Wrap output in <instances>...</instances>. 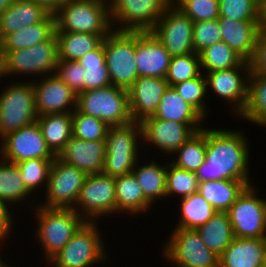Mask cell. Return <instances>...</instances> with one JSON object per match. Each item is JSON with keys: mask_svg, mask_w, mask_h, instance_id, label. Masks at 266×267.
<instances>
[{"mask_svg": "<svg viewBox=\"0 0 266 267\" xmlns=\"http://www.w3.org/2000/svg\"><path fill=\"white\" fill-rule=\"evenodd\" d=\"M30 195L32 193L26 188L18 165L0 158V199L11 207L24 203Z\"/></svg>", "mask_w": 266, "mask_h": 267, "instance_id": "cell-34", "label": "cell"}, {"mask_svg": "<svg viewBox=\"0 0 266 267\" xmlns=\"http://www.w3.org/2000/svg\"><path fill=\"white\" fill-rule=\"evenodd\" d=\"M181 217L174 227L196 229L204 225L217 211L199 193H193L179 200Z\"/></svg>", "mask_w": 266, "mask_h": 267, "instance_id": "cell-35", "label": "cell"}, {"mask_svg": "<svg viewBox=\"0 0 266 267\" xmlns=\"http://www.w3.org/2000/svg\"><path fill=\"white\" fill-rule=\"evenodd\" d=\"M142 127V146L145 150L149 145L153 149L163 151L167 156L173 153L185 143L197 131L204 128L202 123H181L177 121H166L154 116L144 119ZM156 147V148H155Z\"/></svg>", "mask_w": 266, "mask_h": 267, "instance_id": "cell-17", "label": "cell"}, {"mask_svg": "<svg viewBox=\"0 0 266 267\" xmlns=\"http://www.w3.org/2000/svg\"><path fill=\"white\" fill-rule=\"evenodd\" d=\"M172 2L173 0H113L110 3L113 29L151 31Z\"/></svg>", "mask_w": 266, "mask_h": 267, "instance_id": "cell-12", "label": "cell"}, {"mask_svg": "<svg viewBox=\"0 0 266 267\" xmlns=\"http://www.w3.org/2000/svg\"><path fill=\"white\" fill-rule=\"evenodd\" d=\"M55 32L110 34V4L104 0H67L54 14Z\"/></svg>", "mask_w": 266, "mask_h": 267, "instance_id": "cell-3", "label": "cell"}, {"mask_svg": "<svg viewBox=\"0 0 266 267\" xmlns=\"http://www.w3.org/2000/svg\"><path fill=\"white\" fill-rule=\"evenodd\" d=\"M47 146L57 156L72 135V113L46 114L37 117Z\"/></svg>", "mask_w": 266, "mask_h": 267, "instance_id": "cell-32", "label": "cell"}, {"mask_svg": "<svg viewBox=\"0 0 266 267\" xmlns=\"http://www.w3.org/2000/svg\"><path fill=\"white\" fill-rule=\"evenodd\" d=\"M243 130L207 128L206 158L195 171L199 182L219 179L251 180L250 145Z\"/></svg>", "mask_w": 266, "mask_h": 267, "instance_id": "cell-1", "label": "cell"}, {"mask_svg": "<svg viewBox=\"0 0 266 267\" xmlns=\"http://www.w3.org/2000/svg\"><path fill=\"white\" fill-rule=\"evenodd\" d=\"M85 69L74 60H59L54 75L77 95L85 91Z\"/></svg>", "mask_w": 266, "mask_h": 267, "instance_id": "cell-47", "label": "cell"}, {"mask_svg": "<svg viewBox=\"0 0 266 267\" xmlns=\"http://www.w3.org/2000/svg\"><path fill=\"white\" fill-rule=\"evenodd\" d=\"M56 31L54 14H49L42 22L25 26L6 35L0 41V52L26 49L49 40Z\"/></svg>", "mask_w": 266, "mask_h": 267, "instance_id": "cell-26", "label": "cell"}, {"mask_svg": "<svg viewBox=\"0 0 266 267\" xmlns=\"http://www.w3.org/2000/svg\"><path fill=\"white\" fill-rule=\"evenodd\" d=\"M76 109L80 113L101 119L109 127L126 125L133 121L128 91L112 84L79 93Z\"/></svg>", "mask_w": 266, "mask_h": 267, "instance_id": "cell-8", "label": "cell"}, {"mask_svg": "<svg viewBox=\"0 0 266 267\" xmlns=\"http://www.w3.org/2000/svg\"><path fill=\"white\" fill-rule=\"evenodd\" d=\"M98 223L86 221L70 241L44 264L48 267H93L107 262L109 254L106 253Z\"/></svg>", "mask_w": 266, "mask_h": 267, "instance_id": "cell-5", "label": "cell"}, {"mask_svg": "<svg viewBox=\"0 0 266 267\" xmlns=\"http://www.w3.org/2000/svg\"><path fill=\"white\" fill-rule=\"evenodd\" d=\"M106 3L110 4L113 0H104Z\"/></svg>", "mask_w": 266, "mask_h": 267, "instance_id": "cell-57", "label": "cell"}, {"mask_svg": "<svg viewBox=\"0 0 266 267\" xmlns=\"http://www.w3.org/2000/svg\"><path fill=\"white\" fill-rule=\"evenodd\" d=\"M16 0H0V14L10 5H12Z\"/></svg>", "mask_w": 266, "mask_h": 267, "instance_id": "cell-53", "label": "cell"}, {"mask_svg": "<svg viewBox=\"0 0 266 267\" xmlns=\"http://www.w3.org/2000/svg\"><path fill=\"white\" fill-rule=\"evenodd\" d=\"M41 5L50 14H55L67 0H32Z\"/></svg>", "mask_w": 266, "mask_h": 267, "instance_id": "cell-51", "label": "cell"}, {"mask_svg": "<svg viewBox=\"0 0 266 267\" xmlns=\"http://www.w3.org/2000/svg\"><path fill=\"white\" fill-rule=\"evenodd\" d=\"M261 127H266V121L261 125Z\"/></svg>", "mask_w": 266, "mask_h": 267, "instance_id": "cell-58", "label": "cell"}, {"mask_svg": "<svg viewBox=\"0 0 266 267\" xmlns=\"http://www.w3.org/2000/svg\"><path fill=\"white\" fill-rule=\"evenodd\" d=\"M180 97L188 104L193 106L205 119H207L208 107L206 101L208 94L207 80L205 74L201 73L198 77L183 81L173 86ZM207 108V109H206Z\"/></svg>", "mask_w": 266, "mask_h": 267, "instance_id": "cell-42", "label": "cell"}, {"mask_svg": "<svg viewBox=\"0 0 266 267\" xmlns=\"http://www.w3.org/2000/svg\"><path fill=\"white\" fill-rule=\"evenodd\" d=\"M239 117L257 126L266 121V75L250 74L247 105Z\"/></svg>", "mask_w": 266, "mask_h": 267, "instance_id": "cell-37", "label": "cell"}, {"mask_svg": "<svg viewBox=\"0 0 266 267\" xmlns=\"http://www.w3.org/2000/svg\"><path fill=\"white\" fill-rule=\"evenodd\" d=\"M58 61V45L54 34L49 40L29 48L0 52V79L7 75H53Z\"/></svg>", "mask_w": 266, "mask_h": 267, "instance_id": "cell-6", "label": "cell"}, {"mask_svg": "<svg viewBox=\"0 0 266 267\" xmlns=\"http://www.w3.org/2000/svg\"><path fill=\"white\" fill-rule=\"evenodd\" d=\"M169 237L162 246V255L173 267H219V256L207 247L196 229L175 227Z\"/></svg>", "mask_w": 266, "mask_h": 267, "instance_id": "cell-10", "label": "cell"}, {"mask_svg": "<svg viewBox=\"0 0 266 267\" xmlns=\"http://www.w3.org/2000/svg\"><path fill=\"white\" fill-rule=\"evenodd\" d=\"M251 180L219 179L199 182L198 192L219 212H227Z\"/></svg>", "mask_w": 266, "mask_h": 267, "instance_id": "cell-28", "label": "cell"}, {"mask_svg": "<svg viewBox=\"0 0 266 267\" xmlns=\"http://www.w3.org/2000/svg\"><path fill=\"white\" fill-rule=\"evenodd\" d=\"M34 81L37 116L72 113L76 109L77 94L57 76L46 75Z\"/></svg>", "mask_w": 266, "mask_h": 267, "instance_id": "cell-19", "label": "cell"}, {"mask_svg": "<svg viewBox=\"0 0 266 267\" xmlns=\"http://www.w3.org/2000/svg\"><path fill=\"white\" fill-rule=\"evenodd\" d=\"M172 56L150 32L136 31L138 77L166 78Z\"/></svg>", "mask_w": 266, "mask_h": 267, "instance_id": "cell-20", "label": "cell"}, {"mask_svg": "<svg viewBox=\"0 0 266 267\" xmlns=\"http://www.w3.org/2000/svg\"><path fill=\"white\" fill-rule=\"evenodd\" d=\"M110 83L128 90L138 78L136 66V31L113 30L103 40Z\"/></svg>", "mask_w": 266, "mask_h": 267, "instance_id": "cell-9", "label": "cell"}, {"mask_svg": "<svg viewBox=\"0 0 266 267\" xmlns=\"http://www.w3.org/2000/svg\"><path fill=\"white\" fill-rule=\"evenodd\" d=\"M250 74L266 75V28L262 27L259 31L255 52L251 59Z\"/></svg>", "mask_w": 266, "mask_h": 267, "instance_id": "cell-49", "label": "cell"}, {"mask_svg": "<svg viewBox=\"0 0 266 267\" xmlns=\"http://www.w3.org/2000/svg\"><path fill=\"white\" fill-rule=\"evenodd\" d=\"M200 58L197 53H188L171 58L166 81L169 86L191 80L201 74Z\"/></svg>", "mask_w": 266, "mask_h": 267, "instance_id": "cell-41", "label": "cell"}, {"mask_svg": "<svg viewBox=\"0 0 266 267\" xmlns=\"http://www.w3.org/2000/svg\"><path fill=\"white\" fill-rule=\"evenodd\" d=\"M109 34L55 32L59 60L77 61L95 50Z\"/></svg>", "mask_w": 266, "mask_h": 267, "instance_id": "cell-33", "label": "cell"}, {"mask_svg": "<svg viewBox=\"0 0 266 267\" xmlns=\"http://www.w3.org/2000/svg\"><path fill=\"white\" fill-rule=\"evenodd\" d=\"M199 58L201 71L204 74L238 67L245 61L223 41L202 50Z\"/></svg>", "mask_w": 266, "mask_h": 267, "instance_id": "cell-38", "label": "cell"}, {"mask_svg": "<svg viewBox=\"0 0 266 267\" xmlns=\"http://www.w3.org/2000/svg\"><path fill=\"white\" fill-rule=\"evenodd\" d=\"M140 164L138 160L132 170V173L135 175L137 182L140 184L145 198L152 205L155 204L158 199H166L167 164H158L156 160H152L147 163L145 162L144 164L142 162Z\"/></svg>", "mask_w": 266, "mask_h": 267, "instance_id": "cell-29", "label": "cell"}, {"mask_svg": "<svg viewBox=\"0 0 266 267\" xmlns=\"http://www.w3.org/2000/svg\"><path fill=\"white\" fill-rule=\"evenodd\" d=\"M49 14L32 0H16L0 14V41L22 27L42 22Z\"/></svg>", "mask_w": 266, "mask_h": 267, "instance_id": "cell-25", "label": "cell"}, {"mask_svg": "<svg viewBox=\"0 0 266 267\" xmlns=\"http://www.w3.org/2000/svg\"><path fill=\"white\" fill-rule=\"evenodd\" d=\"M109 126L97 117L80 113L77 109L72 112V135L73 137L90 140H105Z\"/></svg>", "mask_w": 266, "mask_h": 267, "instance_id": "cell-44", "label": "cell"}, {"mask_svg": "<svg viewBox=\"0 0 266 267\" xmlns=\"http://www.w3.org/2000/svg\"><path fill=\"white\" fill-rule=\"evenodd\" d=\"M54 159L33 158L17 163L26 188L34 194L39 187H47L50 167Z\"/></svg>", "mask_w": 266, "mask_h": 267, "instance_id": "cell-43", "label": "cell"}, {"mask_svg": "<svg viewBox=\"0 0 266 267\" xmlns=\"http://www.w3.org/2000/svg\"><path fill=\"white\" fill-rule=\"evenodd\" d=\"M74 210L88 222L116 214L115 178L104 173L88 175Z\"/></svg>", "mask_w": 266, "mask_h": 267, "instance_id": "cell-13", "label": "cell"}, {"mask_svg": "<svg viewBox=\"0 0 266 267\" xmlns=\"http://www.w3.org/2000/svg\"><path fill=\"white\" fill-rule=\"evenodd\" d=\"M262 267H266V249H265V253H264V260H263Z\"/></svg>", "mask_w": 266, "mask_h": 267, "instance_id": "cell-56", "label": "cell"}, {"mask_svg": "<svg viewBox=\"0 0 266 267\" xmlns=\"http://www.w3.org/2000/svg\"><path fill=\"white\" fill-rule=\"evenodd\" d=\"M155 118L181 123H206L205 118L190 104L183 100L174 87L169 86L161 97Z\"/></svg>", "mask_w": 266, "mask_h": 267, "instance_id": "cell-30", "label": "cell"}, {"mask_svg": "<svg viewBox=\"0 0 266 267\" xmlns=\"http://www.w3.org/2000/svg\"><path fill=\"white\" fill-rule=\"evenodd\" d=\"M7 83L0 93V140L16 130L37 121L32 81ZM3 90V91H2Z\"/></svg>", "mask_w": 266, "mask_h": 267, "instance_id": "cell-7", "label": "cell"}, {"mask_svg": "<svg viewBox=\"0 0 266 267\" xmlns=\"http://www.w3.org/2000/svg\"><path fill=\"white\" fill-rule=\"evenodd\" d=\"M77 62L85 69V91L111 85L105 62L103 42L95 49L83 55Z\"/></svg>", "mask_w": 266, "mask_h": 267, "instance_id": "cell-39", "label": "cell"}, {"mask_svg": "<svg viewBox=\"0 0 266 267\" xmlns=\"http://www.w3.org/2000/svg\"><path fill=\"white\" fill-rule=\"evenodd\" d=\"M256 189L246 186L227 211L234 237L266 238V200Z\"/></svg>", "mask_w": 266, "mask_h": 267, "instance_id": "cell-11", "label": "cell"}, {"mask_svg": "<svg viewBox=\"0 0 266 267\" xmlns=\"http://www.w3.org/2000/svg\"><path fill=\"white\" fill-rule=\"evenodd\" d=\"M173 154L176 155L171 161L173 165L195 172L206 158V127L192 135Z\"/></svg>", "mask_w": 266, "mask_h": 267, "instance_id": "cell-36", "label": "cell"}, {"mask_svg": "<svg viewBox=\"0 0 266 267\" xmlns=\"http://www.w3.org/2000/svg\"><path fill=\"white\" fill-rule=\"evenodd\" d=\"M168 87L166 78L138 77L127 90L132 120L141 123L153 116Z\"/></svg>", "mask_w": 266, "mask_h": 267, "instance_id": "cell-21", "label": "cell"}, {"mask_svg": "<svg viewBox=\"0 0 266 267\" xmlns=\"http://www.w3.org/2000/svg\"><path fill=\"white\" fill-rule=\"evenodd\" d=\"M36 220L35 240L41 245L48 262L86 222L74 209L46 208L37 203L31 206Z\"/></svg>", "mask_w": 266, "mask_h": 267, "instance_id": "cell-2", "label": "cell"}, {"mask_svg": "<svg viewBox=\"0 0 266 267\" xmlns=\"http://www.w3.org/2000/svg\"><path fill=\"white\" fill-rule=\"evenodd\" d=\"M222 41L218 19L194 22L193 46L194 52L199 54L202 50Z\"/></svg>", "mask_w": 266, "mask_h": 267, "instance_id": "cell-48", "label": "cell"}, {"mask_svg": "<svg viewBox=\"0 0 266 267\" xmlns=\"http://www.w3.org/2000/svg\"><path fill=\"white\" fill-rule=\"evenodd\" d=\"M105 155V140L88 141L72 136L57 157L90 175L102 173Z\"/></svg>", "mask_w": 266, "mask_h": 267, "instance_id": "cell-22", "label": "cell"}, {"mask_svg": "<svg viewBox=\"0 0 266 267\" xmlns=\"http://www.w3.org/2000/svg\"><path fill=\"white\" fill-rule=\"evenodd\" d=\"M116 213L131 217L149 211L152 204L145 198L140 184L131 172L115 178ZM133 215V216H132Z\"/></svg>", "mask_w": 266, "mask_h": 267, "instance_id": "cell-27", "label": "cell"}, {"mask_svg": "<svg viewBox=\"0 0 266 267\" xmlns=\"http://www.w3.org/2000/svg\"><path fill=\"white\" fill-rule=\"evenodd\" d=\"M260 24L266 28V0L260 5Z\"/></svg>", "mask_w": 266, "mask_h": 267, "instance_id": "cell-52", "label": "cell"}, {"mask_svg": "<svg viewBox=\"0 0 266 267\" xmlns=\"http://www.w3.org/2000/svg\"><path fill=\"white\" fill-rule=\"evenodd\" d=\"M192 19L173 3L150 31L173 56L194 53Z\"/></svg>", "mask_w": 266, "mask_h": 267, "instance_id": "cell-16", "label": "cell"}, {"mask_svg": "<svg viewBox=\"0 0 266 267\" xmlns=\"http://www.w3.org/2000/svg\"><path fill=\"white\" fill-rule=\"evenodd\" d=\"M10 208V210H9ZM12 207H9L3 200L0 199V236L10 237L13 230V214L10 212Z\"/></svg>", "mask_w": 266, "mask_h": 267, "instance_id": "cell-50", "label": "cell"}, {"mask_svg": "<svg viewBox=\"0 0 266 267\" xmlns=\"http://www.w3.org/2000/svg\"><path fill=\"white\" fill-rule=\"evenodd\" d=\"M219 29L222 41L245 61L253 58L261 27L260 21H239L219 17Z\"/></svg>", "mask_w": 266, "mask_h": 267, "instance_id": "cell-23", "label": "cell"}, {"mask_svg": "<svg viewBox=\"0 0 266 267\" xmlns=\"http://www.w3.org/2000/svg\"><path fill=\"white\" fill-rule=\"evenodd\" d=\"M207 247L220 256L234 239L227 212L217 211L204 225L196 228Z\"/></svg>", "mask_w": 266, "mask_h": 267, "instance_id": "cell-31", "label": "cell"}, {"mask_svg": "<svg viewBox=\"0 0 266 267\" xmlns=\"http://www.w3.org/2000/svg\"><path fill=\"white\" fill-rule=\"evenodd\" d=\"M172 3L193 22L219 18V0H173Z\"/></svg>", "mask_w": 266, "mask_h": 267, "instance_id": "cell-46", "label": "cell"}, {"mask_svg": "<svg viewBox=\"0 0 266 267\" xmlns=\"http://www.w3.org/2000/svg\"><path fill=\"white\" fill-rule=\"evenodd\" d=\"M6 240H9V238H7V237H4V236H0V246H2V244L3 243H7V241ZM6 241V242H5ZM3 242V243H2ZM1 256V255H0ZM3 261V259H2V256L0 257V263Z\"/></svg>", "mask_w": 266, "mask_h": 267, "instance_id": "cell-54", "label": "cell"}, {"mask_svg": "<svg viewBox=\"0 0 266 267\" xmlns=\"http://www.w3.org/2000/svg\"><path fill=\"white\" fill-rule=\"evenodd\" d=\"M0 157L11 163L33 158L55 159L56 155L47 146L40 125L20 128L0 140Z\"/></svg>", "mask_w": 266, "mask_h": 267, "instance_id": "cell-18", "label": "cell"}, {"mask_svg": "<svg viewBox=\"0 0 266 267\" xmlns=\"http://www.w3.org/2000/svg\"><path fill=\"white\" fill-rule=\"evenodd\" d=\"M7 262H5L4 260L0 263V267H10L12 265H8V264H5Z\"/></svg>", "mask_w": 266, "mask_h": 267, "instance_id": "cell-55", "label": "cell"}, {"mask_svg": "<svg viewBox=\"0 0 266 267\" xmlns=\"http://www.w3.org/2000/svg\"><path fill=\"white\" fill-rule=\"evenodd\" d=\"M219 17L239 21H260L258 0H219Z\"/></svg>", "mask_w": 266, "mask_h": 267, "instance_id": "cell-45", "label": "cell"}, {"mask_svg": "<svg viewBox=\"0 0 266 267\" xmlns=\"http://www.w3.org/2000/svg\"><path fill=\"white\" fill-rule=\"evenodd\" d=\"M87 174L79 168L69 165L57 156L53 160L44 202H38L46 208L74 209Z\"/></svg>", "mask_w": 266, "mask_h": 267, "instance_id": "cell-14", "label": "cell"}, {"mask_svg": "<svg viewBox=\"0 0 266 267\" xmlns=\"http://www.w3.org/2000/svg\"><path fill=\"white\" fill-rule=\"evenodd\" d=\"M260 5L265 1V0H258Z\"/></svg>", "mask_w": 266, "mask_h": 267, "instance_id": "cell-59", "label": "cell"}, {"mask_svg": "<svg viewBox=\"0 0 266 267\" xmlns=\"http://www.w3.org/2000/svg\"><path fill=\"white\" fill-rule=\"evenodd\" d=\"M166 163V198L178 196L182 199L198 192L199 181L195 172L180 169L169 161Z\"/></svg>", "mask_w": 266, "mask_h": 267, "instance_id": "cell-40", "label": "cell"}, {"mask_svg": "<svg viewBox=\"0 0 266 267\" xmlns=\"http://www.w3.org/2000/svg\"><path fill=\"white\" fill-rule=\"evenodd\" d=\"M266 238H237L219 256V267H262Z\"/></svg>", "mask_w": 266, "mask_h": 267, "instance_id": "cell-24", "label": "cell"}, {"mask_svg": "<svg viewBox=\"0 0 266 267\" xmlns=\"http://www.w3.org/2000/svg\"><path fill=\"white\" fill-rule=\"evenodd\" d=\"M250 73L251 67L247 61L238 67L207 72V89H212L211 92L231 105L230 111L239 117L247 105Z\"/></svg>", "mask_w": 266, "mask_h": 267, "instance_id": "cell-15", "label": "cell"}, {"mask_svg": "<svg viewBox=\"0 0 266 267\" xmlns=\"http://www.w3.org/2000/svg\"><path fill=\"white\" fill-rule=\"evenodd\" d=\"M140 140V141H139ZM106 155L102 173L113 178L131 173L142 147V127L132 121L126 125L110 126L106 138Z\"/></svg>", "mask_w": 266, "mask_h": 267, "instance_id": "cell-4", "label": "cell"}]
</instances>
